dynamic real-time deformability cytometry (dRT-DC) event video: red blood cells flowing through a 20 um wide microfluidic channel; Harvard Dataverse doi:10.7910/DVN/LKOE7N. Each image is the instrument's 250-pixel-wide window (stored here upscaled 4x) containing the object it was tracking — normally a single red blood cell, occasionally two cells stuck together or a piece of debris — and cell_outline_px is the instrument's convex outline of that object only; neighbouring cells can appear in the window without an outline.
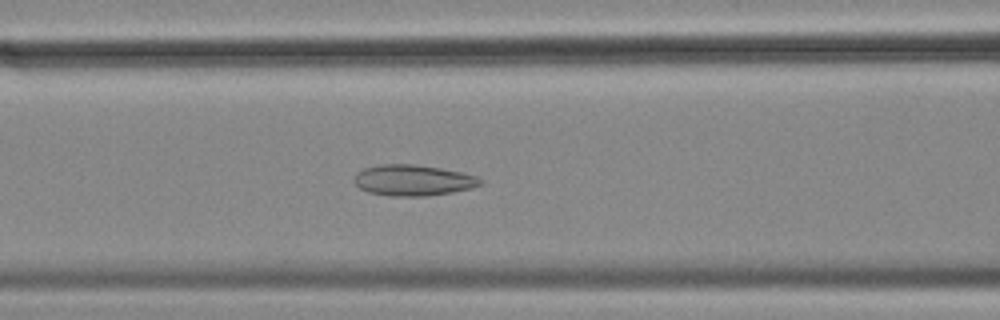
{"species": "common noctule bat (a hibernating species)", "species_latin": "Nyctalus noctula", "temperature_condition": "cold", "stored_images_in_passage": 31, "camera_frame_rate_fps": 3000, "um_per_image_px": 0.085, "animal": {"sex": "female", "body_mass_g": 18.4}, "frame": {"image": 1, "passage_image": 10, "time_ms": 3.0, "image_size_px": [1000, 320], "cell_outline_px": [[484, 184], [472, 188], [452, 192], [428, 196], [388, 196], [368, 192], [360, 188], [352, 180], [356, 172], [364, 168], [384, 164], [416, 164], [440, 168], [460, 172], [476, 176], [484, 180]], "centroid_in_image_um": [35.12, 15.33], "position_along_channel_um": 131.5, "area_um2": 22.95}}
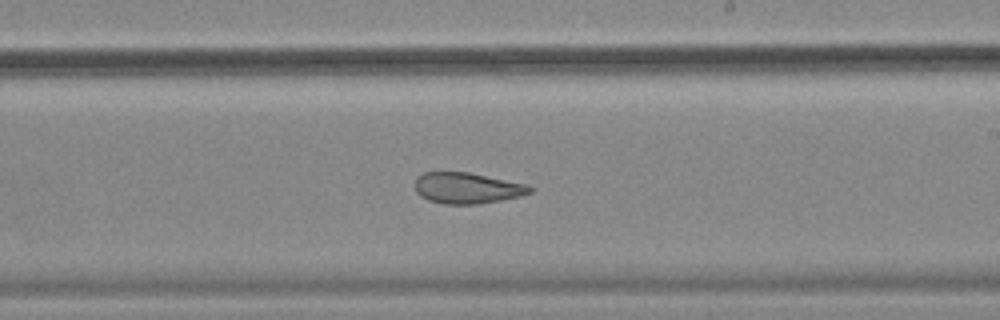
{"frame": {"image": 2, "passage_image": 20, "time_ms": 6.333, "image_size_px": [1000, 320], "cell_outline_px": [[536, 188], [532, 192], [520, 196], [500, 200], [476, 204], [444, 204], [428, 200], [420, 196], [416, 192], [416, 176], [424, 172], [468, 172], [524, 184]], "centroid_in_image_um": [39.68, 15.99], "position_along_channel_um": 249.3, "area_um2": 20.63}}
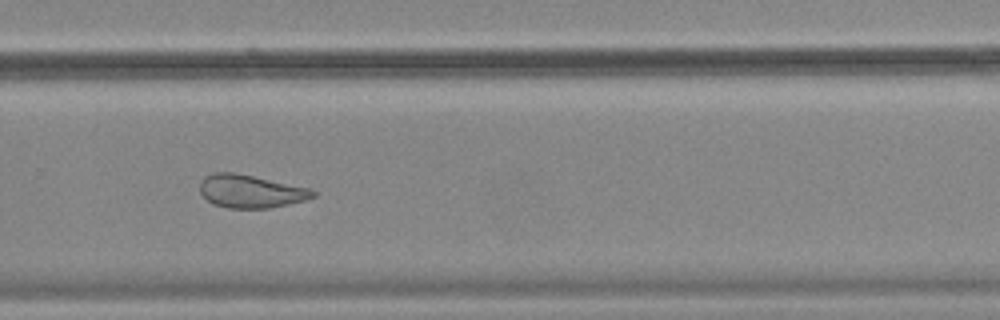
{"frame": {"image": 3, "passage_image": 25, "time_ms": 8.0, "image_size_px": [1000, 320], "cell_outline_px": [[316, 196], [304, 200], [288, 204], [268, 208], [228, 208], [212, 204], [200, 192], [200, 180], [204, 176], [212, 172], [236, 172], [312, 188], [316, 192]], "centroid_in_image_um": [21.3, 16.24], "position_along_channel_um": 308.5, "area_um2": 22.02}, "authors_computed_cell_mechanics": {"area_um2": 22.0218, "velocity_mm_per_s": 3.5526, "shape_relaxation_time_tau1_ms": null, "shape_relaxation_time_tau2_ms": 3.0588, "deformation_change_tau1": null, "deformation_change_tau2": 0.1001}}